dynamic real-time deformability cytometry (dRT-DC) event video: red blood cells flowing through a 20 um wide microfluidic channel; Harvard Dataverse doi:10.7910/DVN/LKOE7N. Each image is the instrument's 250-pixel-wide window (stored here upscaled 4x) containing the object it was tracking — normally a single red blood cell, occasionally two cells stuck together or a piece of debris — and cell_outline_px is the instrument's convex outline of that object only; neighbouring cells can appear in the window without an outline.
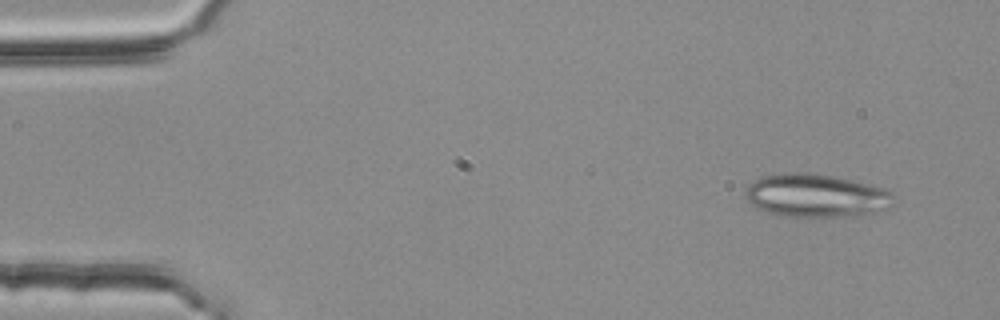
{"species": "common noctule bat (a hibernating species)", "species_latin": "Nyctalus noctula", "temperature_condition": "room temperature", "stored_images_in_passage": 3, "camera_frame_rate_fps": 3000, "um_per_image_px": 0.085, "animal": {"sex": "female", "body_mass_g": 25.1}, "frame": {"image": 1, "passage_image": 1, "time_ms": 0.0, "image_size_px": [1000, 320], "cell_outline_px": [[892, 204], [888, 208], [876, 212], [840, 216], [776, 216], [764, 212], [756, 208], [744, 196], [744, 192], [748, 184], [760, 176], [780, 172], [812, 172], [836, 176], [884, 188], [892, 192]], "centroid_in_image_um": [69.28, 16.6], "position_along_channel_um": 15.7, "area_um2": 37.69}}